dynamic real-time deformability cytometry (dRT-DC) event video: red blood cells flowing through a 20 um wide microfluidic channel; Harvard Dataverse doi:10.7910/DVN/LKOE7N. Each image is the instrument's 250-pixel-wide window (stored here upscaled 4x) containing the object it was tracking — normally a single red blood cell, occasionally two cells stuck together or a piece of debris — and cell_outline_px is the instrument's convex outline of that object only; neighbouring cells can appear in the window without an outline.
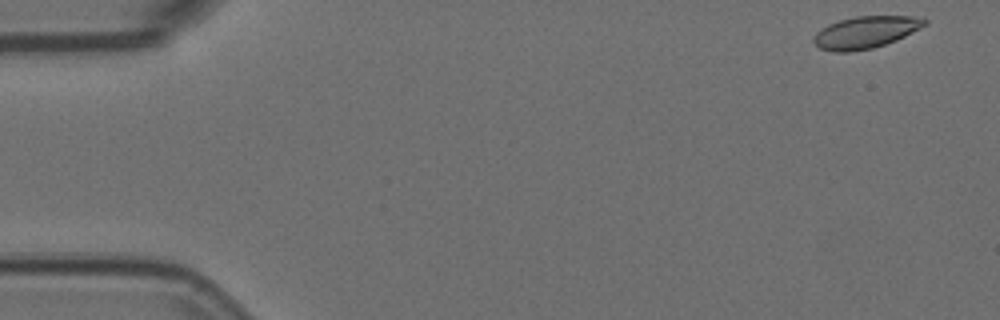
{"species": "Egyptian fruit bat (a non-hibernating species)", "species_latin": "Rousettus aegyptiacus", "temperature_condition": "room temperature", "stored_images_in_passage": 55, "camera_frame_rate_fps": 3000, "um_per_image_px": 0.085, "animal": {"sex": "female"}, "frame": {"image": 1, "passage_image": 1, "time_ms": 0.0, "image_size_px": [1000, 320], "cell_outline_px": [[928, 24], [896, 40], [872, 48], [848, 52], [832, 52], [820, 48], [812, 40], [816, 32], [820, 28], [828, 24], [840, 20], [856, 16], [912, 16], [928, 20]], "centroid_in_image_um": [73.55, 2.74], "position_along_channel_um": 11.5, "area_um2": 20.63}}
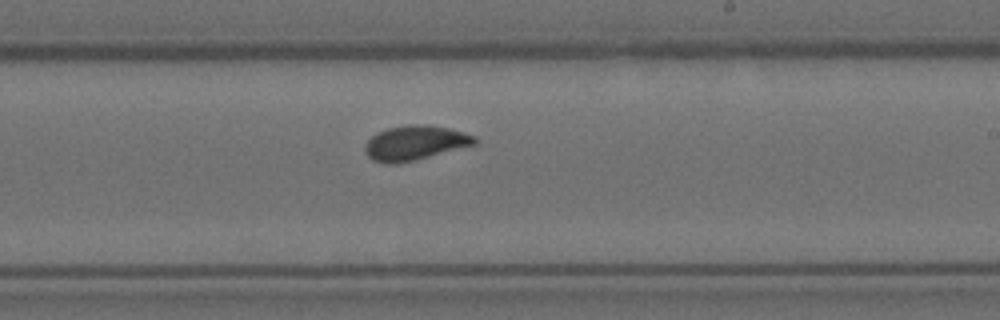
{"frame": {"image": 2, "passage_image": 32, "time_ms": 10.333, "image_size_px": [1000, 320], "cell_outline_px": [[476, 144], [416, 160], [396, 164], [384, 164], [372, 160], [368, 156], [364, 148], [364, 144], [376, 132], [388, 128], [408, 124], [428, 124], [448, 128], [476, 136]], "centroid_in_image_um": [35.24, 12.15], "position_along_channel_um": 253.8, "area_um2": 22.25}}
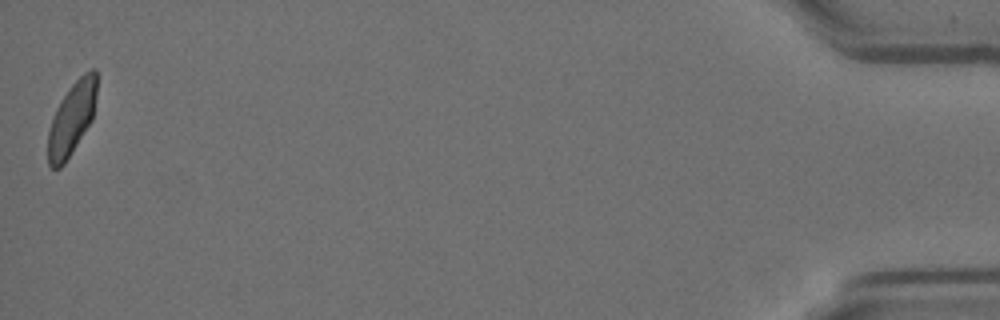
{"frame": {"image": 3, "passage_image": 55, "time_ms": 18.0, "image_size_px": [1000, 320], "cell_outline_px": [[96, 96], [92, 120], [72, 152], [64, 164], [60, 168], [52, 168], [48, 164], [48, 132], [52, 116], [60, 100], [72, 84], [84, 72], [92, 68], [96, 68]], "centroid_in_image_um": [6.09, 10.07], "position_along_channel_um": 429.1, "area_um2": 20.63}, "authors_computed_cell_mechanics": {"area_um2": 21.4438, "velocity_mm_per_s": 3.5539, "shape_relaxation_time_tau1_ms": 7.2786, "shape_relaxation_time_tau2_ms": 0.744, "deformation_change_tau1": 0.17, "deformation_change_tau2": 0.0505}}